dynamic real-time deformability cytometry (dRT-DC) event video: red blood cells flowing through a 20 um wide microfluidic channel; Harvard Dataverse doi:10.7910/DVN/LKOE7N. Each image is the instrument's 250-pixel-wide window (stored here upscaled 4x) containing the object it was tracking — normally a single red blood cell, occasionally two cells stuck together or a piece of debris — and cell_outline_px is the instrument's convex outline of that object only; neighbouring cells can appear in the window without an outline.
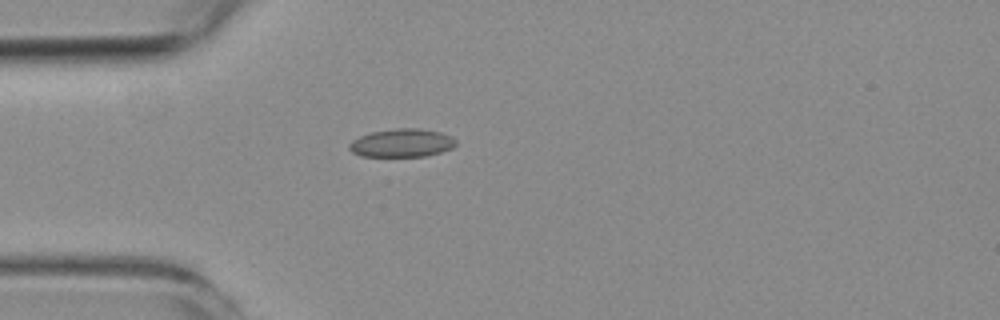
{"species": "common noctule bat (a hibernating species)", "species_latin": "Nyctalus noctula", "temperature_condition": "room temperature", "stored_images_in_passage": 5, "camera_frame_rate_fps": 3000, "um_per_image_px": 0.085, "animal": {"sex": "female", "body_mass_g": 19.3, "forearm_length_mm": 54.1}, "frame": {"image": 1, "passage_image": 5, "time_ms": 4.667, "image_size_px": [1000, 320], "cell_outline_px": [[456, 144], [452, 148], [428, 156], [360, 156], [352, 152], [348, 148], [348, 144], [352, 140], [360, 136], [372, 132], [396, 128], [420, 128], [440, 132], [452, 136], [456, 140]], "centroid_in_image_um": [34.16, 12.15], "position_along_channel_um": 50.8, "area_um2": 17.63}}